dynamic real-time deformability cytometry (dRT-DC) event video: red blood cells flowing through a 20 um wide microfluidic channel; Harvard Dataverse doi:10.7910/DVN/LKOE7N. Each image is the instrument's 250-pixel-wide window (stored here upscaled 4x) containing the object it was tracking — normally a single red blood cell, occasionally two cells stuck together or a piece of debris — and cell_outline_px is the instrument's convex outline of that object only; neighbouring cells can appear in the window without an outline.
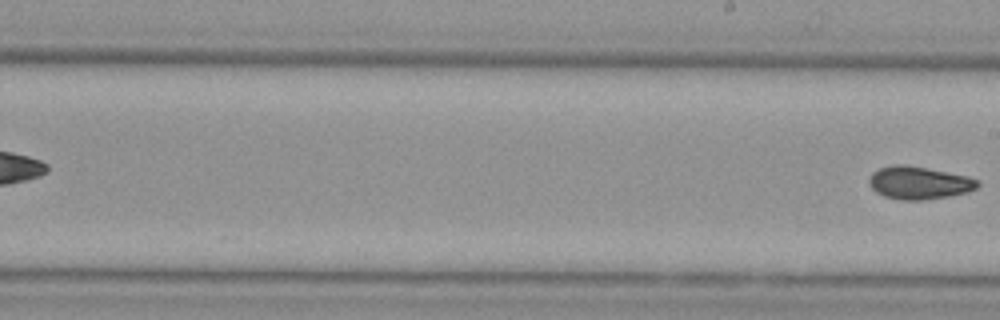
{"species": "Egyptian fruit bat (a non-hibernating species)", "species_latin": "Rousettus aegyptiacus", "temperature_condition": "cold", "stored_images_in_passage": 9, "segment_of_instrument_passage": [2, 2], "camera_frame_rate_fps": 3000, "um_per_image_px": 0.085, "animal": {"sex": "female"}, "frame": {"image": 1, "passage_image": 9, "time_ms": 11.0, "image_size_px": [1000, 320], "cell_outline_px": [[980, 184], [976, 188], [968, 192], [948, 196], [920, 200], [904, 200], [884, 196], [876, 192], [872, 188], [868, 180], [872, 172], [880, 168], [892, 164], [908, 164], [968, 176], [980, 180]], "centroid_in_image_um": [78.12, 15.52], "position_along_channel_um": 210.9, "area_um2": 20.81}}